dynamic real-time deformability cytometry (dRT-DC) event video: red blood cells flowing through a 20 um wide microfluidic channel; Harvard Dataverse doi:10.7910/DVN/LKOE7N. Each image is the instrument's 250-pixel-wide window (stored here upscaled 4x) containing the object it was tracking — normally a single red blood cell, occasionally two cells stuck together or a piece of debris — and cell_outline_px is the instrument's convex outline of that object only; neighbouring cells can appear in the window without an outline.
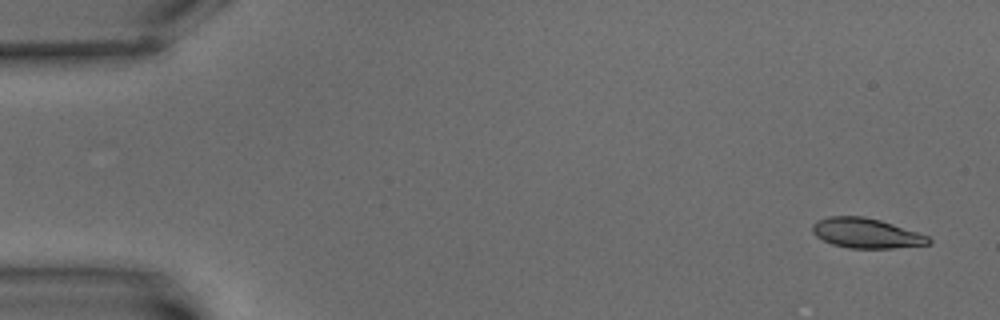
{"species": "common noctule bat (a hibernating species)", "species_latin": "Nyctalus noctula", "temperature_condition": "warm", "stored_images_in_passage": 3, "camera_frame_rate_fps": 3000, "um_per_image_px": 0.085, "animal": {"sex": "male", "body_mass_g": 15.6}, "frame": {"image": 1, "passage_image": 1, "time_ms": 0.0, "image_size_px": [1000, 320], "cell_outline_px": [[932, 244], [892, 248], [848, 248], [832, 244], [816, 236], [812, 232], [812, 224], [816, 220], [828, 216], [864, 216], [880, 220], [928, 236], [932, 240]], "centroid_in_image_um": [73.6, 19.82], "position_along_channel_um": 11.4, "area_um2": 20.23}}